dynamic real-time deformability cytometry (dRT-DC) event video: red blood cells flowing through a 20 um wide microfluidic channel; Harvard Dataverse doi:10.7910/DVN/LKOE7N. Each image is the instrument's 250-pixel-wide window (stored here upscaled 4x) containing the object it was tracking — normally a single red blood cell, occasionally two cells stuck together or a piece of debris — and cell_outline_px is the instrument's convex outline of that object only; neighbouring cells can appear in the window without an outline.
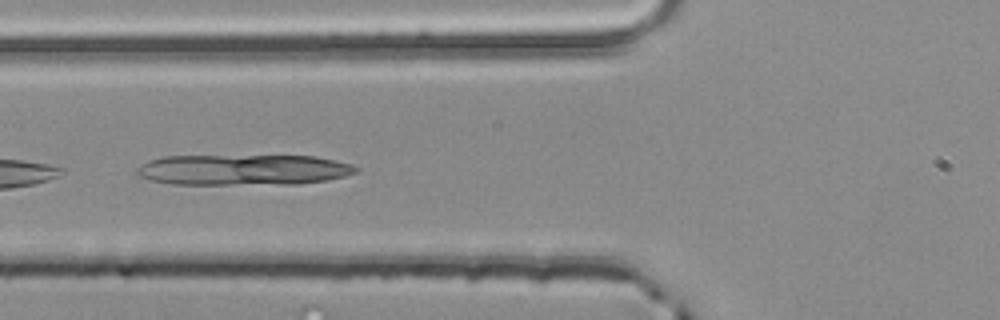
{"species": "common noctule bat (a hibernating species)", "species_latin": "Nyctalus noctula", "temperature_condition": "room temperature", "stored_images_in_passage": 4, "camera_frame_rate_fps": 3000, "um_per_image_px": 0.085, "animal": {"sex": "male", "body_mass_g": 20.4}, "frame": {"image": 1, "passage_image": 4, "time_ms": 1.0, "image_size_px": [1000, 320], "cell_outline_px": [[360, 168], [356, 172], [344, 176], [328, 180], [296, 184], [172, 184], [152, 180], [140, 176], [136, 172], [136, 168], [140, 164], [164, 156], [316, 156], [352, 164]], "centroid_in_image_um": [20.7, 14.43], "position_along_channel_um": 105.1, "area_um2": 39.19}}